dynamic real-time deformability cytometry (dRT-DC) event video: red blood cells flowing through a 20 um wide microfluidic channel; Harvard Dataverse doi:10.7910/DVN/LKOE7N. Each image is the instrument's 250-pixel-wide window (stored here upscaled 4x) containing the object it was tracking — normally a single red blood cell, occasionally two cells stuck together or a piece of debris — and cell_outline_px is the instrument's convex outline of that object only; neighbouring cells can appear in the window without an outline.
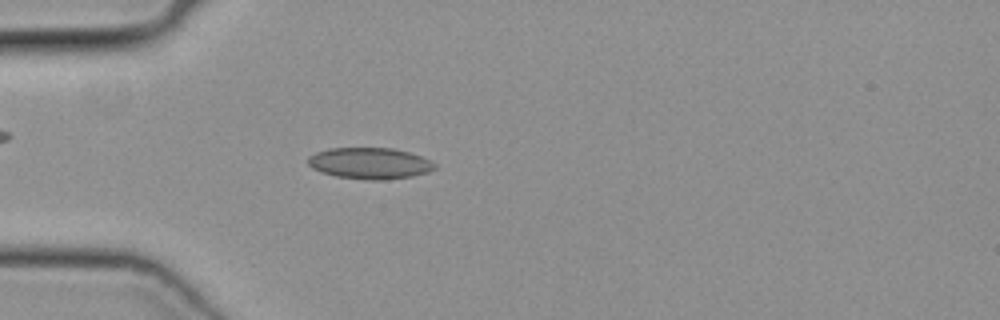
{"species": "common noctule bat (a hibernating species)", "species_latin": "Nyctalus noctula", "temperature_condition": "cold", "stored_images_in_passage": 40, "camera_frame_rate_fps": 3000, "um_per_image_px": 0.085, "animal": {"sex": "female", "body_mass_g": 19.3, "forearm_length_mm": 54.1}, "frame": {"image": 1, "passage_image": 5, "time_ms": 1.333, "image_size_px": [1000, 320], "cell_outline_px": [[436, 168], [428, 172], [412, 176], [384, 180], [368, 180], [336, 176], [320, 172], [312, 168], [308, 164], [308, 156], [316, 152], [328, 148], [392, 148], [408, 152], [432, 160], [436, 164]], "centroid_in_image_um": [31.43, 13.88], "position_along_channel_um": 53.6, "area_um2": 23.24}}
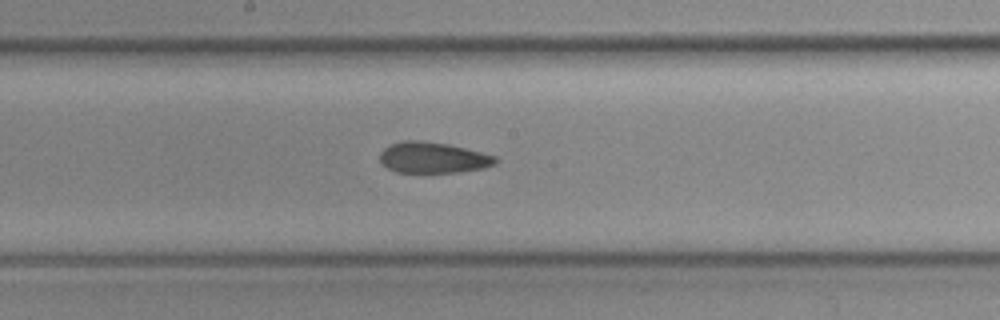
{"frame": {"image": 2, "passage_image": 17, "time_ms": 5.333, "image_size_px": [1000, 320], "cell_outline_px": [[500, 160], [496, 164], [484, 168], [460, 172], [396, 172], [388, 168], [380, 160], [380, 152], [384, 148], [392, 144], [404, 140], [416, 140], [448, 144], [496, 156]], "centroid_in_image_um": [36.84, 13.4], "position_along_channel_um": 211.4, "area_um2": 20.75}}
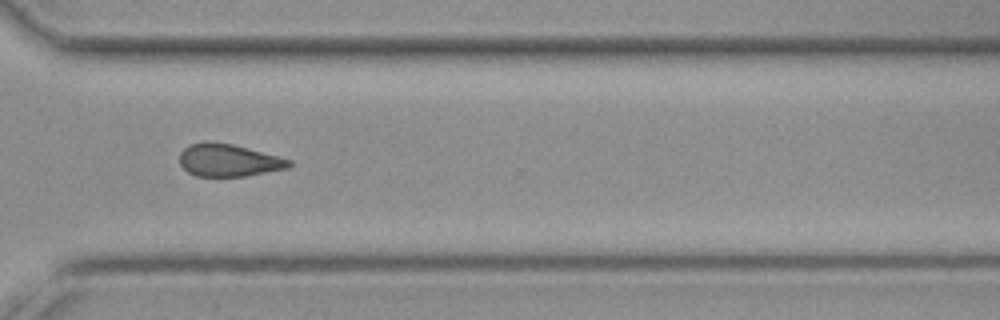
{"frame": {"image": 3, "passage_image": 27, "time_ms": 8.667, "image_size_px": [1000, 320], "cell_outline_px": [[292, 164], [288, 168], [244, 176], [196, 176], [188, 172], [180, 164], [180, 152], [188, 144], [204, 140], [208, 140], [232, 144], [280, 156], [292, 160]], "centroid_in_image_um": [19.41, 13.6], "position_along_channel_um": 351.2, "area_um2": 20.92}}